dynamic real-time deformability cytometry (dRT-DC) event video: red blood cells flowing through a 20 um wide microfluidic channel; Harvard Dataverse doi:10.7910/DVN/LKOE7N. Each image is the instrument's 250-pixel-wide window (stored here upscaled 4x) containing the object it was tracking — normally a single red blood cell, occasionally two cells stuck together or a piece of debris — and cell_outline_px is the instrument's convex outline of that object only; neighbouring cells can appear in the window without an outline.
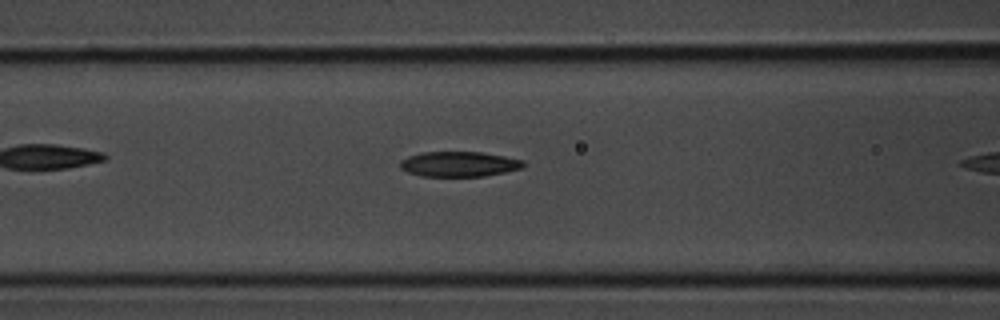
{"species": "common noctule bat (a hibernating species)", "species_latin": "Nyctalus noctula", "temperature_condition": "room temperature", "stored_images_in_passage": 7, "camera_frame_rate_fps": 3000, "um_per_image_px": 0.085, "animal": {"sex": "male", "body_mass_g": 20.1, "forearm_length_mm": 53.5}, "frame": {"image": 1, "passage_image": 5, "time_ms": 1.333, "image_size_px": [1000, 320], "cell_outline_px": [[524, 168], [484, 176], [420, 176], [408, 172], [400, 168], [400, 160], [408, 156], [424, 152], [480, 152], [504, 156], [524, 160]], "centroid_in_image_um": [39.02, 13.95], "position_along_channel_um": 127.6, "area_um2": 18.03}}